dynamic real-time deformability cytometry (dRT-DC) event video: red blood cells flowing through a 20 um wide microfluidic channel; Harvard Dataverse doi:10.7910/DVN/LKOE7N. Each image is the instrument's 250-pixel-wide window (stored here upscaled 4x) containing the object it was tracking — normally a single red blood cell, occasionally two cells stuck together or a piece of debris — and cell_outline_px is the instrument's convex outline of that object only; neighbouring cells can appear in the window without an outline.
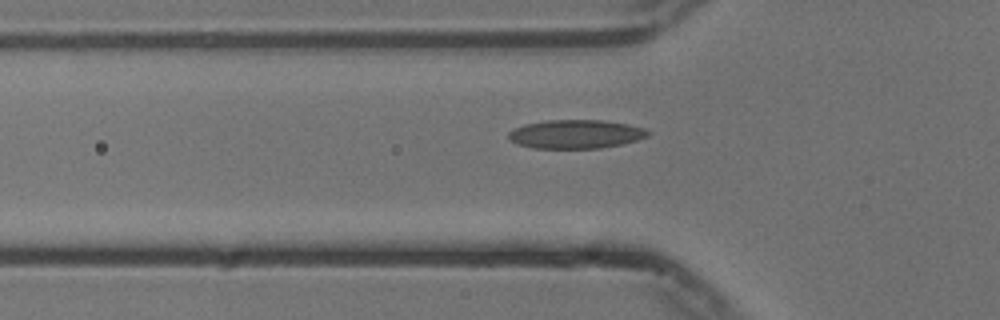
{"species": "common noctule bat (a hibernating species)", "species_latin": "Nyctalus noctula", "temperature_condition": "cold", "stored_images_in_passage": 38, "camera_frame_rate_fps": 3000, "um_per_image_px": 0.085, "animal": {"sex": "male", "body_mass_g": 13.3}, "frame": {"image": 1, "passage_image": 4, "time_ms": 1.0, "image_size_px": [1000, 320], "cell_outline_px": [[652, 132], [648, 136], [636, 140], [620, 144], [600, 148], [532, 148], [516, 144], [508, 140], [508, 132], [524, 124], [548, 120], [600, 120], [628, 124], [644, 128]], "centroid_in_image_um": [48.91, 11.4], "position_along_channel_um": 76.9, "area_um2": 23.35}}
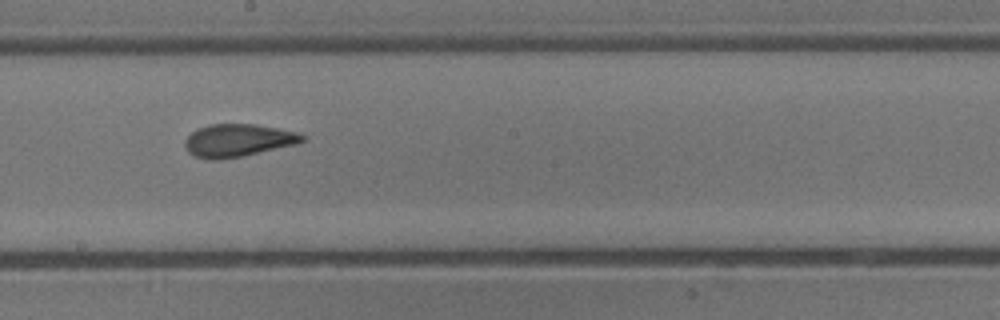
{"frame": {"image": 2, "passage_image": 16, "time_ms": 5.0, "image_size_px": [1000, 320], "cell_outline_px": [[308, 136], [304, 140], [296, 144], [240, 156], [216, 160], [212, 160], [196, 156], [188, 152], [184, 144], [184, 140], [196, 128], [208, 124], [256, 124], [300, 132]], "centroid_in_image_um": [20.24, 11.91], "position_along_channel_um": 228.0, "area_um2": 22.37}}
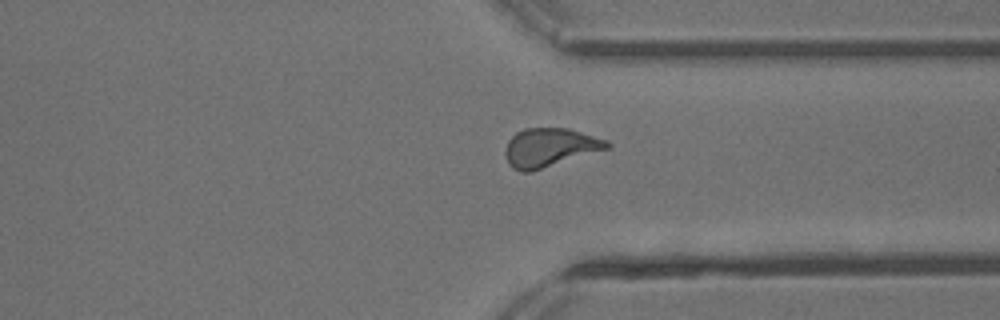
{"frame": {"image": 3, "passage_image": 27, "time_ms": 8.667, "image_size_px": [1000, 320], "cell_outline_px": [[612, 148], [532, 172], [520, 172], [512, 168], [508, 164], [504, 152], [508, 140], [516, 132], [524, 128], [568, 128], [608, 140], [612, 144]], "centroid_in_image_um": [46.75, 12.55], "position_along_channel_um": 364.6, "area_um2": 23.47}, "authors_computed_cell_mechanics": {"area_um2": 22.0796, "velocity_mm_per_s": 3.7459, "shape_relaxation_time_tau1_ms": 8.0224, "shape_relaxation_time_tau2_ms": 1.7555, "deformation_change_tau1": 0.1929, "deformation_change_tau2": 0.0887}}